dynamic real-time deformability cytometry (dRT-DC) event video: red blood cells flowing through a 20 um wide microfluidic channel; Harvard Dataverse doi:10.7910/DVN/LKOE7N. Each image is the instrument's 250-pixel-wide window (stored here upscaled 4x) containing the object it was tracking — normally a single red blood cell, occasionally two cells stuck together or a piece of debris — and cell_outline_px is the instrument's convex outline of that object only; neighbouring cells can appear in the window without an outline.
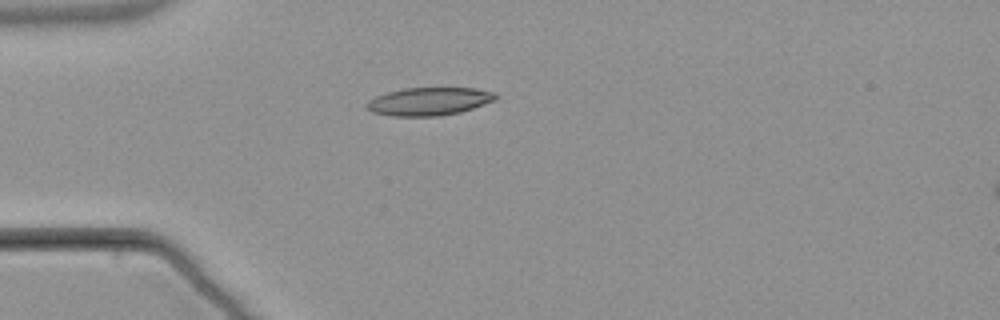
{"species": "common noctule bat (a hibernating species)", "species_latin": "Nyctalus noctula", "temperature_condition": "warm", "stored_images_in_passage": 2, "camera_frame_rate_fps": 3000, "um_per_image_px": 0.085, "animal": {"sex": "male", "body_mass_g": 21.5, "forearm_length_mm": 52.0}, "frame": {"image": 1, "passage_image": 2, "time_ms": 1.333, "image_size_px": [1000, 320], "cell_outline_px": [[496, 100], [460, 112], [440, 116], [392, 116], [372, 112], [364, 108], [364, 104], [368, 100], [376, 96], [388, 92], [404, 88], [476, 88], [496, 92]], "centroid_in_image_um": [36.44, 8.62], "position_along_channel_um": 48.6, "area_um2": 21.15}}